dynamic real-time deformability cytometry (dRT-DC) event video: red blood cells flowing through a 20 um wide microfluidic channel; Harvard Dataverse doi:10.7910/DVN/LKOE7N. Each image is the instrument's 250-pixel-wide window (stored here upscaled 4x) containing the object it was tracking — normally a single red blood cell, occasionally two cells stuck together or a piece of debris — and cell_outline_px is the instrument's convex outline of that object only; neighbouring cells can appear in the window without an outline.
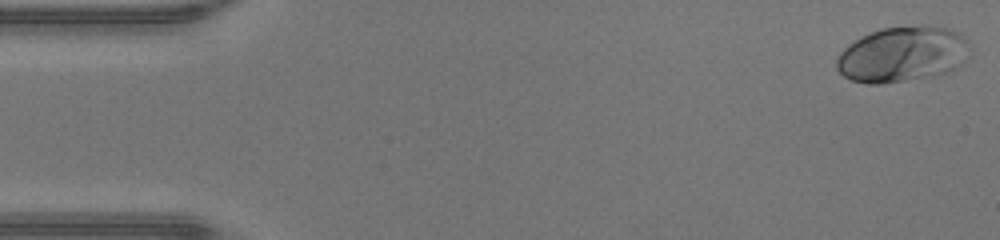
{"species": "human", "species_latin": "Homo sapiens", "temperature_condition": "warm", "stored_images_in_passage": 47, "camera_frame_rate_fps": 3000, "um_per_image_px": 0.085, "donor": {"sex": "male"}, "frame": {"image": 1, "passage_image": 1, "time_ms": 0.0, "image_size_px": [1000, 240], "cell_outline_px": [[972, 48], [968, 56], [956, 68], [948, 72], [904, 80], [880, 84], [868, 84], [852, 80], [844, 76], [836, 68], [836, 56], [848, 44], [880, 28], [920, 24], [928, 24], [948, 28], [960, 32], [968, 40]], "centroid_in_image_um": [76.74, 4.58], "position_along_channel_um": 8.3, "area_um2": 43.47}}
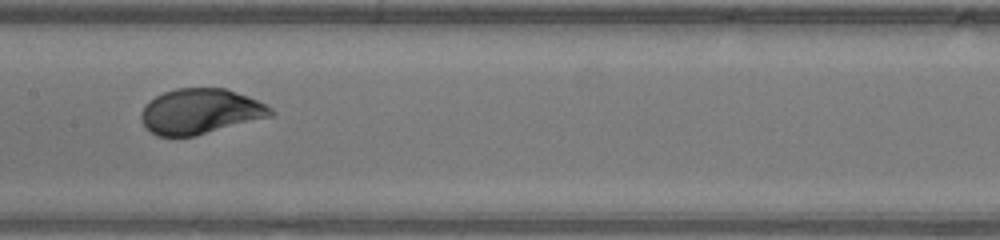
{"frame": {"image": 2, "passage_image": 23, "time_ms": 7.333, "image_size_px": [1000, 240], "cell_outline_px": [[276, 112], [272, 116], [196, 136], [156, 136], [144, 124], [140, 116], [140, 112], [156, 96], [164, 92], [176, 88], [224, 88], [248, 96], [272, 108]], "centroid_in_image_um": [17.05, 9.47], "position_along_channel_um": 190.3, "area_um2": 33.93}}
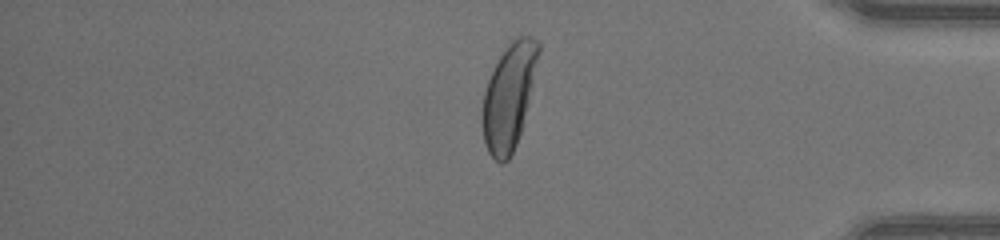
{"frame": {"image": 3, "passage_image": 39, "time_ms": 12.667, "image_size_px": [1000, 240], "cell_outline_px": [[540, 52], [528, 104], [520, 132], [516, 144], [508, 160], [504, 164], [500, 164], [488, 152], [484, 140], [484, 92], [488, 80], [500, 56], [512, 36], [532, 36], [540, 44]], "centroid_in_image_um": [43.29, 8.14], "position_along_channel_um": 391.9, "area_um2": 33.81}, "authors_computed_cell_mechanics": {"area_um2": 34.68, "velocity_mm_per_s": 4.3374, "shape_relaxation_time_tau1_ms": 3.1053, "shape_relaxation_time_tau2_ms": null, "deformation_change_tau1": 0.1993, "deformation_change_tau2": null}}